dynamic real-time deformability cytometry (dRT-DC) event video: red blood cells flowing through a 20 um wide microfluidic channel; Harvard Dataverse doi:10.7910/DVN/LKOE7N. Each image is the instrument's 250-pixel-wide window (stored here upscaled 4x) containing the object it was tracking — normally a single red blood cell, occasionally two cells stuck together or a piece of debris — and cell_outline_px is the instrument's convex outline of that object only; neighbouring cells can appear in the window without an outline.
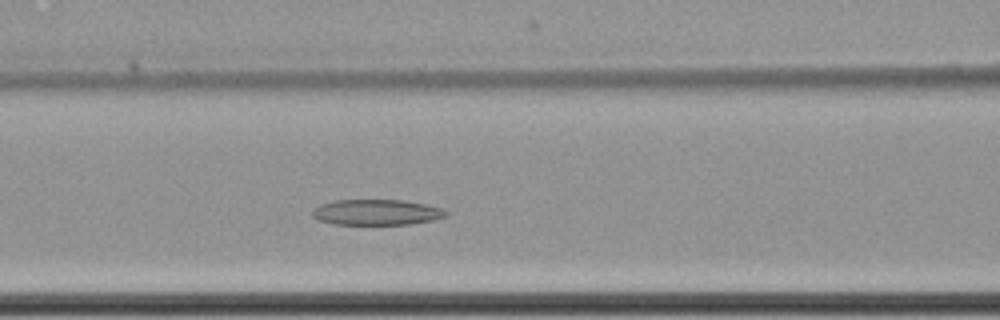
{"species": "common noctule bat (a hibernating species)", "species_latin": "Nyctalus noctula", "temperature_condition": "cold", "stored_images_in_passage": 53, "camera_frame_rate_fps": 3000, "um_per_image_px": 0.085, "animal": {"sex": "female", "body_mass_g": 22.7, "forearm_length_mm": 54.2}, "frame": {"image": 1, "passage_image": 19, "time_ms": 6.0, "image_size_px": [1000, 320], "cell_outline_px": [[448, 216], [436, 220], [408, 224], [332, 224], [320, 220], [312, 216], [312, 208], [320, 204], [336, 200], [404, 200], [444, 208], [448, 212]], "centroid_in_image_um": [32.04, 18.04], "position_along_channel_um": 134.6, "area_um2": 20.11}}
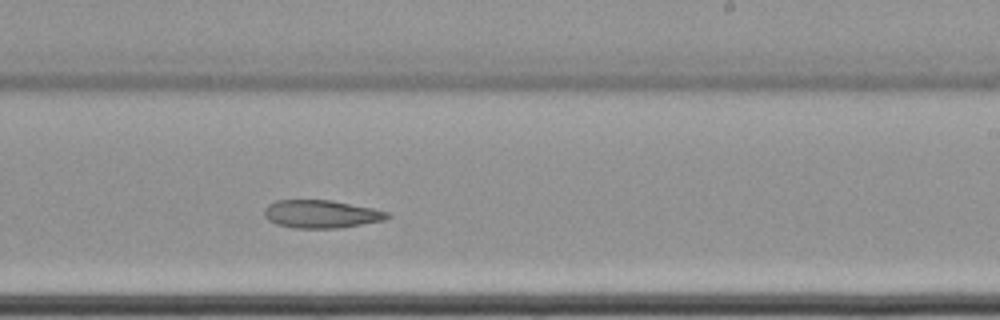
{"frame": {"image": 2, "passage_image": 30, "time_ms": 9.667, "image_size_px": [1000, 320], "cell_outline_px": [[392, 216], [384, 220], [336, 228], [292, 228], [276, 224], [268, 220], [264, 216], [264, 208], [268, 204], [276, 200], [332, 200], [372, 208], [388, 212]], "centroid_in_image_um": [27.26, 18.19], "position_along_channel_um": 261.7, "area_um2": 20.06}}
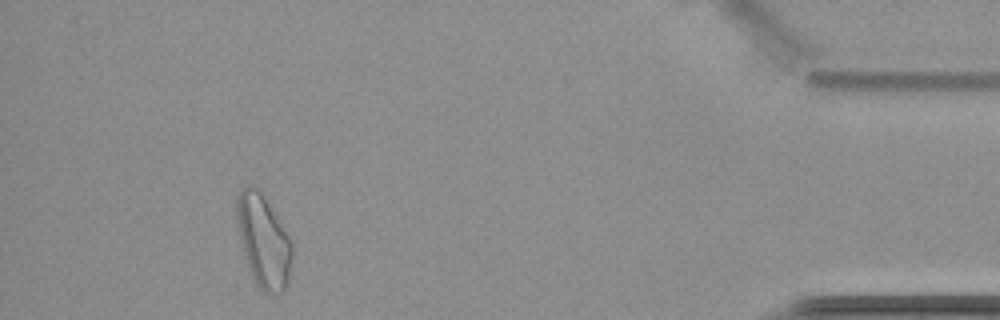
{"frame": {"image": 3, "passage_image": 48, "time_ms": 15.667, "image_size_px": [1000, 320], "cell_outline_px": [[292, 260], [288, 284], [276, 296], [264, 292], [252, 280], [244, 252], [240, 236], [236, 216], [236, 196], [244, 188], [252, 184], [260, 188], [264, 192], [292, 240]], "centroid_in_image_um": [22.42, 20.45], "position_along_channel_um": 412.8, "area_um2": 30.46}}